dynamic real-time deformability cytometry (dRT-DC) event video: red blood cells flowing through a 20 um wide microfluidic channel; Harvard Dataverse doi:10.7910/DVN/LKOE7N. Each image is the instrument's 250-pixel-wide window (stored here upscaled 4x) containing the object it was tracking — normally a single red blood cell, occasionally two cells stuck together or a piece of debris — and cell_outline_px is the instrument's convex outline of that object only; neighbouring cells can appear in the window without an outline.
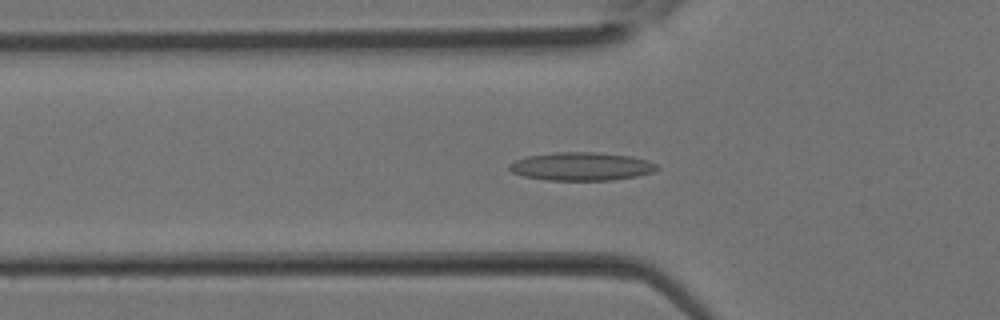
{"species": "Egyptian fruit bat (a non-hibernating species)", "species_latin": "Rousettus aegyptiacus", "temperature_condition": "room temperature", "stored_images_in_passage": 32, "camera_frame_rate_fps": 3000, "um_per_image_px": 0.085, "animal": {"sex": "female"}, "frame": {"image": 1, "passage_image": 10, "time_ms": 3.0, "image_size_px": [1000, 320], "cell_outline_px": [[660, 168], [656, 172], [636, 176], [612, 180], [548, 180], [524, 176], [512, 172], [508, 168], [508, 164], [516, 160], [528, 156], [552, 152], [592, 152], [632, 156], [648, 160], [656, 164]], "centroid_in_image_um": [49.45, 14.14], "position_along_channel_um": 76.4, "area_um2": 24.39}}
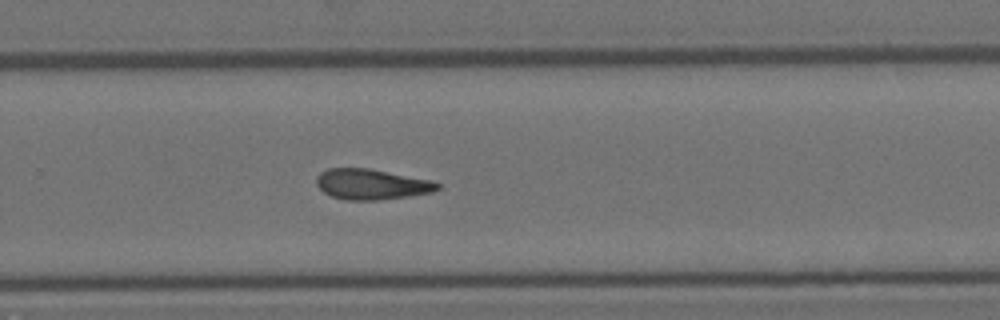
{"frame": {"image": 2, "passage_image": 21, "time_ms": 6.667, "image_size_px": [1000, 320], "cell_outline_px": [[440, 188], [432, 192], [408, 196], [380, 200], [344, 200], [332, 196], [324, 192], [316, 184], [316, 176], [320, 172], [328, 168], [368, 168], [432, 180], [440, 184]], "centroid_in_image_um": [31.57, 15.66], "position_along_channel_um": 298.2, "area_um2": 21.56}}
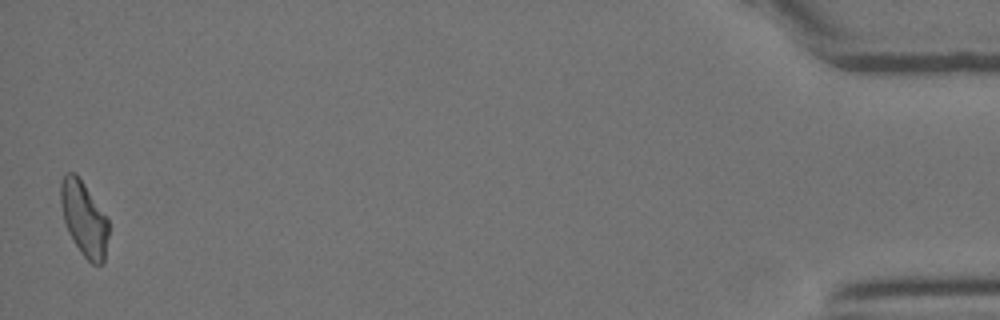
{"frame": {"image": 3, "passage_image": 32, "time_ms": 10.333, "image_size_px": [1000, 320], "cell_outline_px": [[108, 236], [104, 264], [92, 264], [80, 252], [72, 240], [68, 232], [64, 220], [60, 204], [60, 180], [64, 172], [72, 172], [84, 184], [108, 220]], "centroid_in_image_um": [7.11, 18.61], "position_along_channel_um": 428.1, "area_um2": 20.69}}